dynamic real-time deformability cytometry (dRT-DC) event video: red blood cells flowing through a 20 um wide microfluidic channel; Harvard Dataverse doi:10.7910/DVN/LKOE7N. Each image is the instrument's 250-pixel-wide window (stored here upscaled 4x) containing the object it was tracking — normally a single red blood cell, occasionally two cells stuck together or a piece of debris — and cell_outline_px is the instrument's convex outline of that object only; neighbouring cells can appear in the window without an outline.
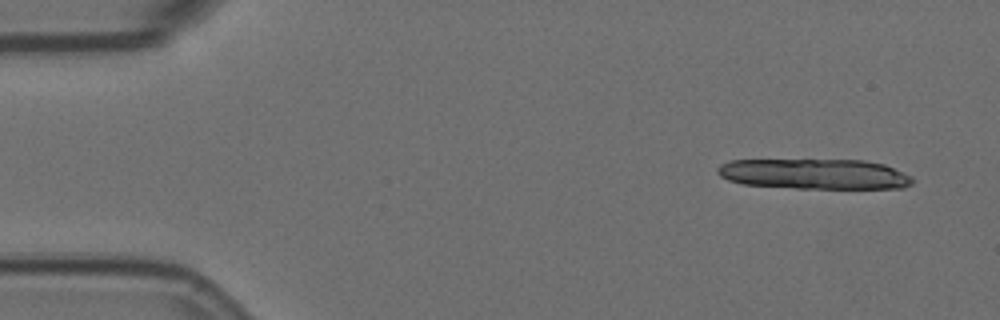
{"species": "Egyptian fruit bat (a non-hibernating species)", "species_latin": "Rousettus aegyptiacus", "temperature_condition": "room temperature", "stored_images_in_passage": 9, "camera_frame_rate_fps": 3000, "um_per_image_px": 0.085, "animal": {"sex": "female"}, "frame": {"image": 1, "passage_image": 1, "time_ms": 0.0, "image_size_px": [1000, 320], "cell_outline_px": [[916, 180], [912, 184], [904, 188], [796, 188], [744, 184], [728, 180], [720, 176], [716, 172], [716, 168], [720, 164], [728, 160], [864, 160], [884, 164], [912, 176]], "centroid_in_image_um": [69.24, 14.79], "position_along_channel_um": 15.8, "area_um2": 34.62}}
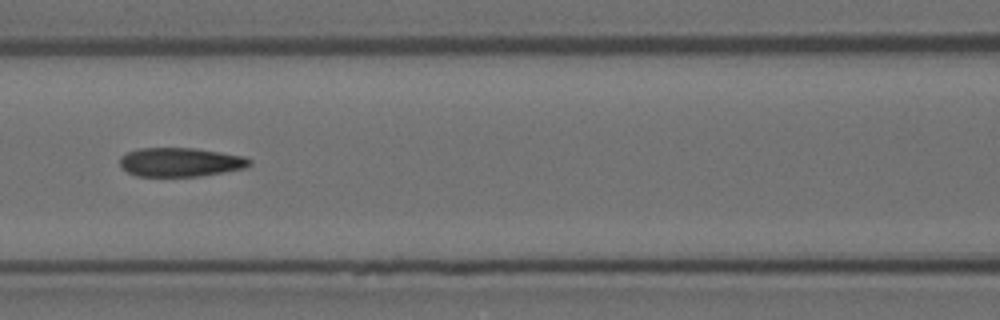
{"frame": {"image": 2, "passage_image": 7, "time_ms": 2.0, "image_size_px": [1000, 320], "cell_outline_px": [[252, 164], [244, 168], [224, 172], [200, 176], [136, 176], [128, 172], [120, 164], [120, 156], [128, 152], [140, 148], [196, 148], [244, 156], [252, 160]], "centroid_in_image_um": [15.36, 13.78], "position_along_channel_um": 151.2, "area_um2": 21.85}}
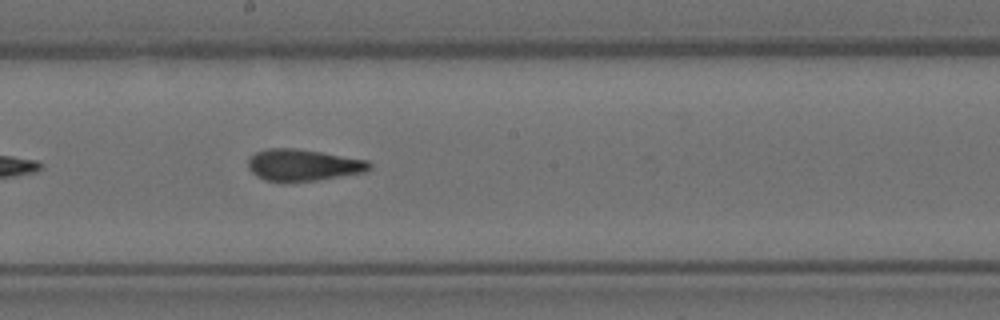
{"frame": {"image": 3, "passage_image": 9, "time_ms": 2.667, "image_size_px": [1000, 320], "cell_outline_px": [[372, 168], [368, 172], [316, 180], [284, 184], [264, 180], [256, 176], [248, 168], [248, 156], [256, 152], [268, 148], [296, 148], [368, 160], [372, 164]], "centroid_in_image_um": [25.75, 14.05], "position_along_channel_um": 222.5, "area_um2": 23.0}}